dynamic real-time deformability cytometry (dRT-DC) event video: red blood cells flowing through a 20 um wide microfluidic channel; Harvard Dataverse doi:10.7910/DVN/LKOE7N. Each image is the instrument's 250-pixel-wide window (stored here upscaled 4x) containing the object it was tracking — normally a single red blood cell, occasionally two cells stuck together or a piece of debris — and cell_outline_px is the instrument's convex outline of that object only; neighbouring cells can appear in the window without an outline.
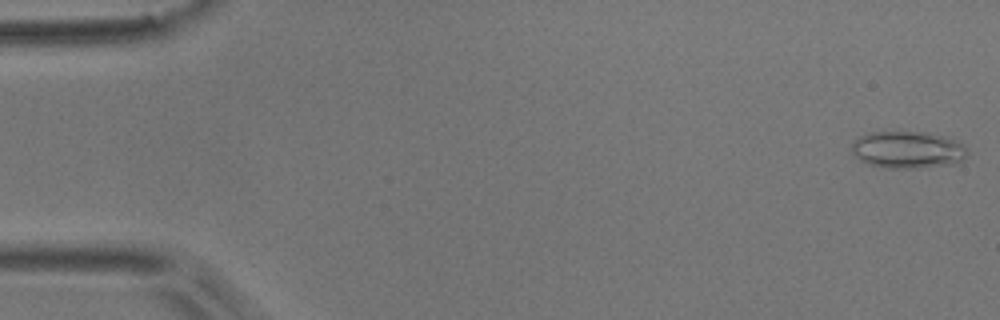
{"species": "common noctule bat (a hibernating species)", "species_latin": "Nyctalus noctula", "temperature_condition": "room temperature", "stored_images_in_passage": 5, "camera_frame_rate_fps": 3000, "um_per_image_px": 0.085, "animal": {"sex": "male", "body_mass_g": 17.9}, "frame": {"image": 1, "passage_image": 1, "time_ms": 0.0, "image_size_px": [1000, 320], "cell_outline_px": [[968, 152], [960, 164], [916, 168], [888, 168], [868, 164], [860, 160], [852, 152], [852, 140], [860, 136], [872, 132], [928, 132], [948, 136], [964, 144]], "centroid_in_image_um": [77.21, 12.73], "position_along_channel_um": 7.8, "area_um2": 25.43}}